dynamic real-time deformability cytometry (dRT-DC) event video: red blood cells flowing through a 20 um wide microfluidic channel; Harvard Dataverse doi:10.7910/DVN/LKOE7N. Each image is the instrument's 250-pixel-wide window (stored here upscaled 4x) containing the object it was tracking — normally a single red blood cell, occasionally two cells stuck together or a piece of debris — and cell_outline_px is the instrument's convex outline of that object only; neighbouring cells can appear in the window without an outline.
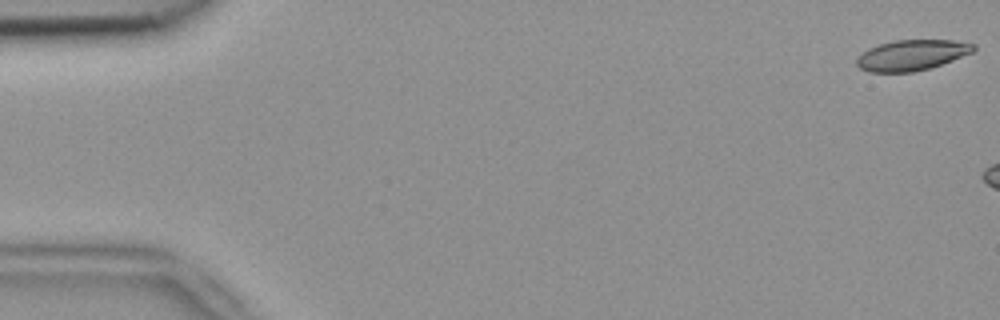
{"species": "common noctule bat (a hibernating species)", "species_latin": "Nyctalus noctula", "temperature_condition": "room temperature", "stored_images_in_passage": 3, "camera_frame_rate_fps": 3000, "um_per_image_px": 0.085, "animal": {"sex": "female", "body_mass_g": 18.4}, "frame": {"image": 1, "passage_image": 1, "time_ms": 0.0, "image_size_px": [1000, 320], "cell_outline_px": [[976, 48], [972, 52], [952, 60], [928, 68], [912, 72], [868, 72], [860, 68], [856, 64], [856, 60], [868, 48], [880, 44], [896, 40], [952, 40], [976, 44]], "centroid_in_image_um": [77.49, 4.68], "position_along_channel_um": 7.5, "area_um2": 20.58}}